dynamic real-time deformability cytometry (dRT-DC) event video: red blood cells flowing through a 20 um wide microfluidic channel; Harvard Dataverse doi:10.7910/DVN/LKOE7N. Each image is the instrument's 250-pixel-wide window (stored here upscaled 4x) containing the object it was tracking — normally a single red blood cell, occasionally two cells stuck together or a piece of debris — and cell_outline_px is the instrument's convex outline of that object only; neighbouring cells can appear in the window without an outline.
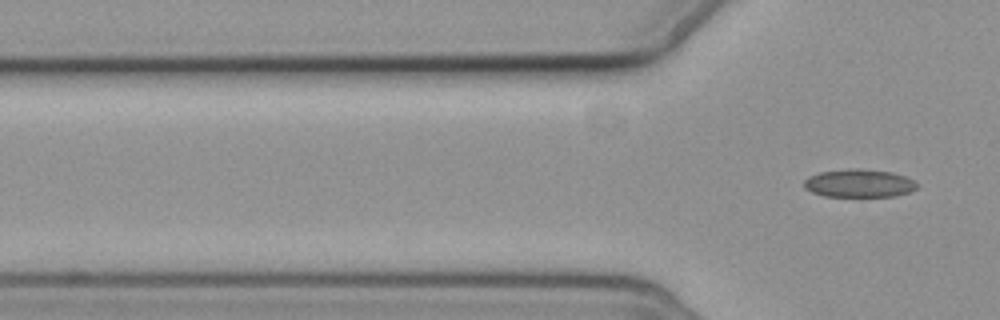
{"species": "common noctule bat (a hibernating species)", "species_latin": "Nyctalus noctula", "temperature_condition": "cold", "stored_images_in_passage": 3, "camera_frame_rate_fps": 3000, "um_per_image_px": 0.085, "animal": {"sex": "female", "body_mass_g": 19.3, "forearm_length_mm": 54.1}, "frame": {"image": 1, "passage_image": 3, "time_ms": 3.0, "image_size_px": [1000, 320], "cell_outline_px": [[916, 188], [908, 192], [896, 196], [824, 196], [812, 192], [804, 188], [804, 180], [808, 176], [820, 172], [856, 168], [892, 172], [904, 176], [912, 180], [916, 184]], "centroid_in_image_um": [72.98, 15.58], "position_along_channel_um": 52.8, "area_um2": 18.26}}